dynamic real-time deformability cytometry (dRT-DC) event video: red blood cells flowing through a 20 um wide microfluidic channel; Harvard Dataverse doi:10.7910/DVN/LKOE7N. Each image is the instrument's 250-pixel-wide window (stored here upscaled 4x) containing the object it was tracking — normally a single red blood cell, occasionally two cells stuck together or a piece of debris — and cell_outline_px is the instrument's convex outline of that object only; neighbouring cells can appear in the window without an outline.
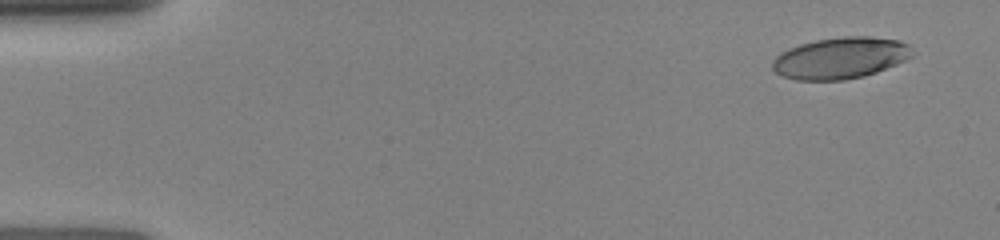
{"species": "human", "species_latin": "Homo sapiens", "temperature_condition": "room temperature", "stored_images_in_passage": 21, "camera_frame_rate_fps": 3000, "um_per_image_px": 0.085, "donor": {"sex": "female"}, "frame": {"image": 1, "passage_image": 2, "time_ms": 0.333, "image_size_px": [1000, 240], "cell_outline_px": [[912, 56], [896, 64], [876, 72], [864, 76], [844, 80], [796, 80], [784, 76], [776, 72], [772, 68], [772, 60], [780, 52], [800, 44], [816, 40], [844, 36], [868, 36], [900, 40], [908, 44]], "centroid_in_image_um": [71.41, 4.93], "position_along_channel_um": 13.6, "area_um2": 33.64}}
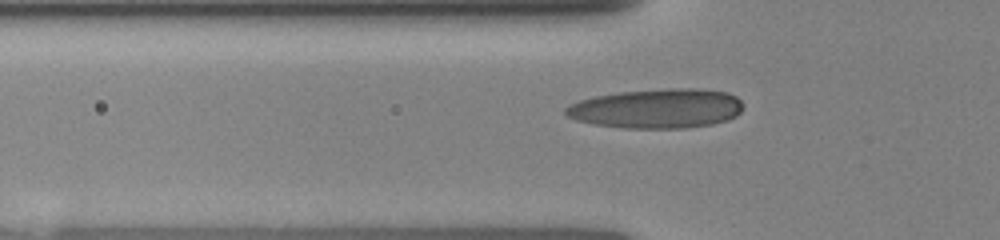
{"frame": {"image": 2, "passage_image": 16, "time_ms": 4.667, "image_size_px": [1000, 240], "cell_outline_px": [[744, 108], [736, 116], [728, 120], [712, 124], [684, 128], [624, 128], [596, 124], [576, 120], [568, 116], [564, 112], [564, 108], [568, 104], [580, 100], [596, 96], [620, 92], [668, 88], [700, 88], [728, 92], [736, 96], [744, 104]], "centroid_in_image_um": [55.88, 9.22], "position_along_channel_um": 69.9, "area_um2": 41.1}}
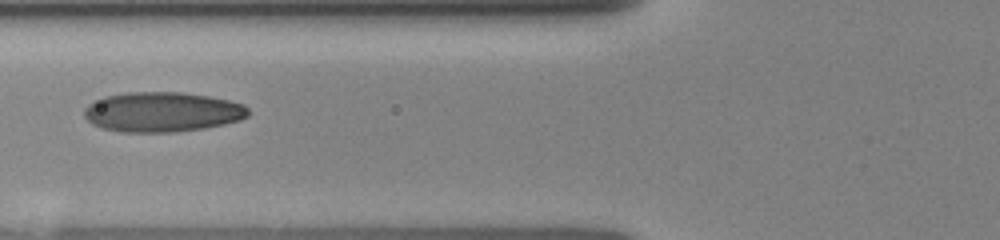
{"frame": {"image": 3, "passage_image": 20, "time_ms": 5.667, "image_size_px": [1000, 240], "cell_outline_px": [[248, 116], [240, 120], [224, 124], [204, 128], [176, 132], [120, 132], [100, 128], [92, 124], [84, 116], [84, 108], [88, 104], [104, 96], [128, 92], [180, 92], [208, 96], [228, 100], [244, 104], [248, 108]], "centroid_in_image_um": [13.77, 9.52], "position_along_channel_um": 112.0, "area_um2": 38.32}}